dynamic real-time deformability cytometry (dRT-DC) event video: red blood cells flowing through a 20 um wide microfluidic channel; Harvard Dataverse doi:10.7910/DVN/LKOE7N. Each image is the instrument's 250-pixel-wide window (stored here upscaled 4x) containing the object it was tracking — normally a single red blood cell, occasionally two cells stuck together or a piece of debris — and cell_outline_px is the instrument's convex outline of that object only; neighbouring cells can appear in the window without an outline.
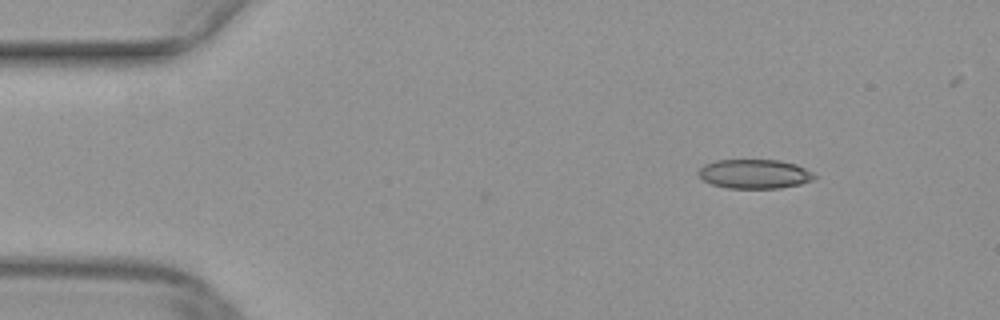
{"species": "common noctule bat (a hibernating species)", "species_latin": "Nyctalus noctula", "temperature_condition": "warm", "stored_images_in_passage": 4, "camera_frame_rate_fps": 3000, "um_per_image_px": 0.085, "animal": {"sex": "female", "body_mass_g": 29.2, "forearm_length_mm": 56.3}, "frame": {"image": 1, "passage_image": 4, "time_ms": 1.0, "image_size_px": [1000, 320], "cell_outline_px": [[816, 176], [812, 180], [800, 184], [780, 188], [728, 188], [712, 184], [704, 180], [700, 176], [700, 168], [704, 164], [716, 160], [780, 160], [796, 164], [812, 172]], "centroid_in_image_um": [64.15, 14.78], "position_along_channel_um": 20.8, "area_um2": 19.59}}